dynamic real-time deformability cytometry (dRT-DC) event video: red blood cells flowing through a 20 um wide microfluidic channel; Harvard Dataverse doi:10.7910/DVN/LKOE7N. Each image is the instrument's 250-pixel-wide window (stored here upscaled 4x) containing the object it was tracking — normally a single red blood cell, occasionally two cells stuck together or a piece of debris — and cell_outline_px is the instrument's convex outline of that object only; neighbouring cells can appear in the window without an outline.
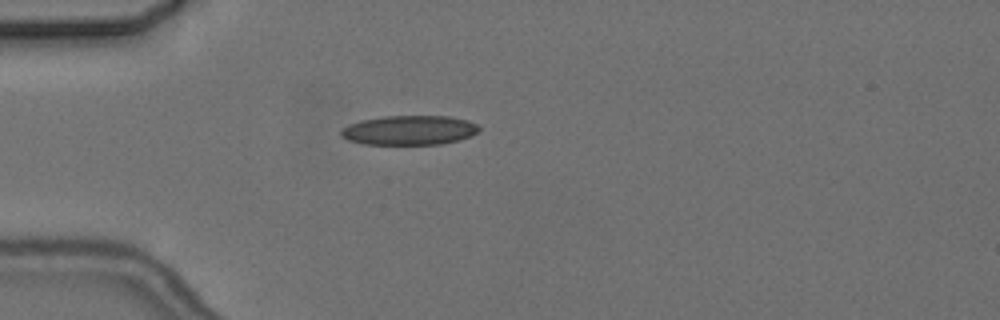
{"species": "common noctule bat (a hibernating species)", "species_latin": "Nyctalus noctula", "temperature_condition": "cold", "stored_images_in_passage": 4, "camera_frame_rate_fps": 3000, "um_per_image_px": 0.085, "animal": {"sex": "female", "body_mass_g": 24.6, "forearm_length_mm": 56.2}, "frame": {"image": 1, "passage_image": 1, "time_ms": 0.0, "image_size_px": [1000, 320], "cell_outline_px": [[480, 128], [472, 136], [460, 140], [440, 144], [364, 144], [348, 140], [340, 136], [340, 128], [348, 124], [360, 120], [384, 116], [448, 116], [468, 120], [476, 124]], "centroid_in_image_um": [34.76, 11.06], "position_along_channel_um": 50.2, "area_um2": 23.87}}
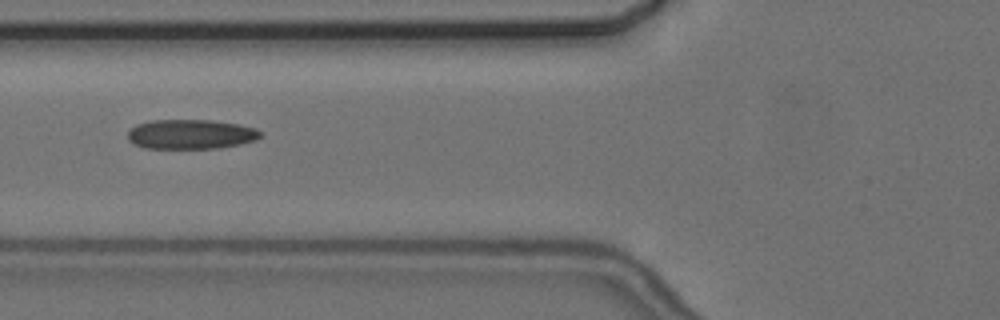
{"frame": {"image": 2, "passage_image": 3, "time_ms": 2.0, "image_size_px": [1000, 320], "cell_outline_px": [[264, 136], [256, 140], [240, 144], [220, 148], [144, 148], [132, 144], [128, 140], [128, 132], [136, 124], [152, 120], [212, 120], [240, 124], [256, 128], [264, 132]], "centroid_in_image_um": [16.26, 11.41], "position_along_channel_um": 109.5, "area_um2": 23.24}}
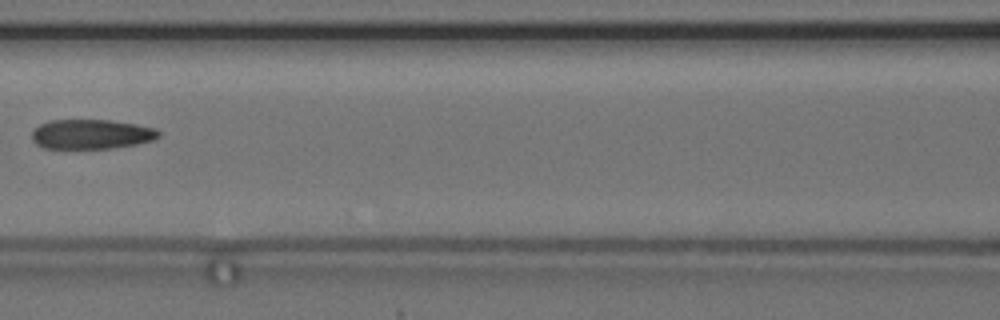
{"frame": {"image": 3, "passage_image": 4, "time_ms": 3.333, "image_size_px": [1000, 320], "cell_outline_px": [[160, 136], [152, 140], [136, 144], [112, 148], [44, 148], [36, 144], [32, 140], [32, 132], [40, 124], [52, 120], [108, 120], [136, 124], [156, 128], [160, 132]], "centroid_in_image_um": [7.77, 11.4], "position_along_channel_um": 158.8, "area_um2": 21.79}}